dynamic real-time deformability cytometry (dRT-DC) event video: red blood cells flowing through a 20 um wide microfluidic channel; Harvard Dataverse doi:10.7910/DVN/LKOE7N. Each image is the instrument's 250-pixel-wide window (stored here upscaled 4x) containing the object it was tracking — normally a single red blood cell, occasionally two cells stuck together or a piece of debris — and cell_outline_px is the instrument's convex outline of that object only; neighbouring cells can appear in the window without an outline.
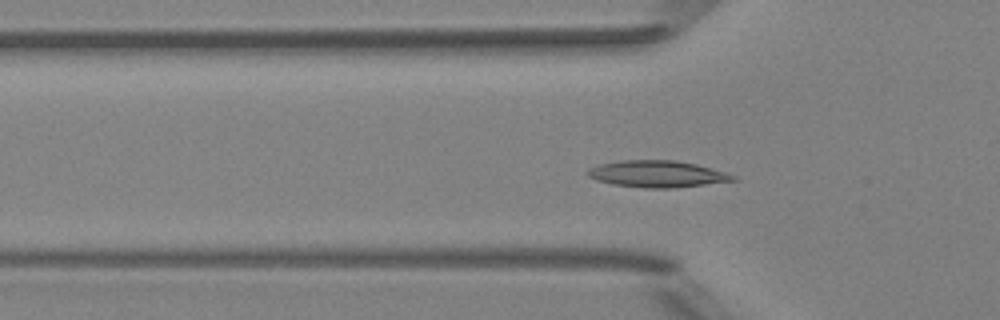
{"species": "Egyptian fruit bat (a non-hibernating species)", "species_latin": "Rousettus aegyptiacus", "temperature_condition": "room temperature", "stored_images_in_passage": 49, "camera_frame_rate_fps": 3000, "um_per_image_px": 0.085, "animal": {"sex": "female"}, "frame": {"image": 1, "passage_image": 14, "time_ms": 4.333, "image_size_px": [1000, 320], "cell_outline_px": [[736, 180], [672, 188], [644, 188], [612, 184], [596, 180], [588, 176], [584, 172], [588, 168], [600, 164], [620, 160], [676, 160], [696, 164], [724, 172], [736, 176]], "centroid_in_image_um": [55.79, 14.78], "position_along_channel_um": 70.0, "area_um2": 22.54}}
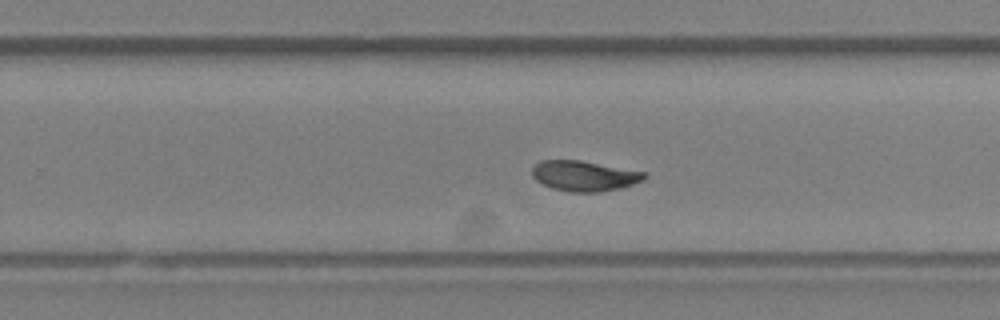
{"frame": {"image": 2, "passage_image": 30, "time_ms": 9.667, "image_size_px": [1000, 320], "cell_outline_px": [[648, 176], [644, 180], [620, 188], [600, 192], [572, 192], [552, 188], [536, 180], [532, 176], [532, 168], [540, 160], [580, 160], [644, 172]], "centroid_in_image_um": [49.65, 14.95], "position_along_channel_um": 280.1, "area_um2": 19.71}}
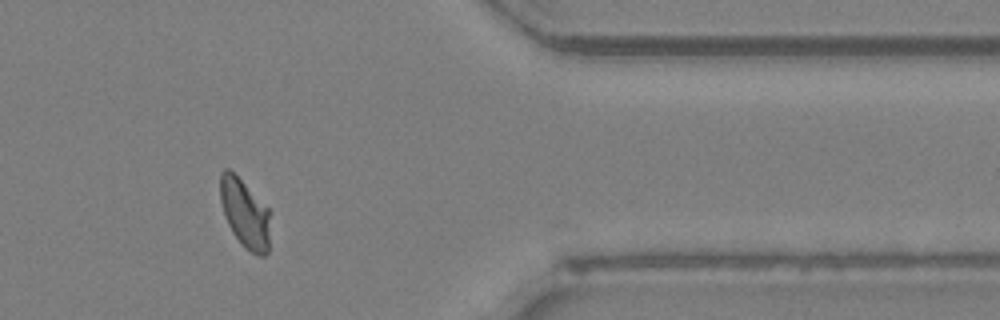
{"frame": {"image": 3, "passage_image": 40, "time_ms": 13.0, "image_size_px": [1000, 320], "cell_outline_px": [[268, 252], [264, 256], [256, 256], [244, 248], [232, 232], [224, 216], [220, 200], [220, 172], [224, 168], [228, 168], [268, 208]], "centroid_in_image_um": [20.77, 18.17], "position_along_channel_um": 390.6, "area_um2": 19.65}, "authors_computed_cell_mechanics": {"area_um2": 20.3456, "velocity_mm_per_s": 3.9608, "shape_relaxation_time_tau1_ms": 3.0278, "shape_relaxation_time_tau2_ms": 0.7814, "deformation_change_tau1": 0.1338, "deformation_change_tau2": 0.0478}}